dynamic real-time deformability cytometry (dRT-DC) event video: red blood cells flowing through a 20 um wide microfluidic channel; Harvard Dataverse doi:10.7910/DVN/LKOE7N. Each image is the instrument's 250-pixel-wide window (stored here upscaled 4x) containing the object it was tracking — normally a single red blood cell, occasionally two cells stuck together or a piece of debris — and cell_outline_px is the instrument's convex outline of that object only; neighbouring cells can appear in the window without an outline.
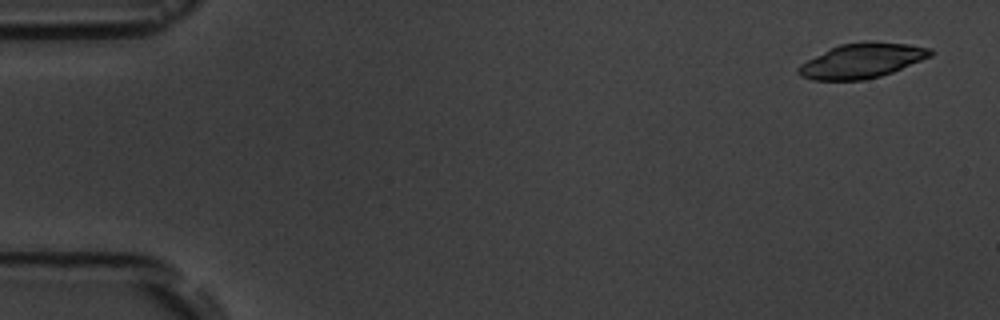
{"species": "common noctule bat (a hibernating species)", "species_latin": "Nyctalus noctula", "temperature_condition": "room temperature", "stored_images_in_passage": 5, "camera_frame_rate_fps": 3000, "um_per_image_px": 0.085, "animal": {"sex": "male", "body_mass_g": 19.5, "forearm_length_mm": 54.6}, "frame": {"image": 1, "passage_image": 1, "time_ms": 0.0, "image_size_px": [1000, 320], "cell_outline_px": [[936, 52], [932, 56], [892, 72], [880, 76], [864, 80], [812, 80], [800, 76], [796, 72], [796, 68], [800, 64], [840, 44], [864, 40], [868, 40], [908, 44], [932, 48]], "centroid_in_image_um": [73.29, 5.15], "position_along_channel_um": 11.7, "area_um2": 26.93}}